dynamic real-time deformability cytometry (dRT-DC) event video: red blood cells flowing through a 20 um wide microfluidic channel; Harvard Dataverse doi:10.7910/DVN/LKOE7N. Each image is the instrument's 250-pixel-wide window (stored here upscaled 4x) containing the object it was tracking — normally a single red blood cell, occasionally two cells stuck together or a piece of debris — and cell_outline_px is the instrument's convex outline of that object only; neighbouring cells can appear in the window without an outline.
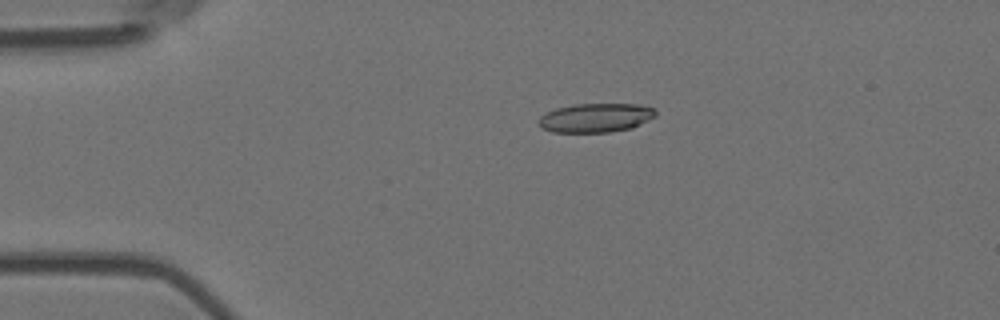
{"species": "Egyptian fruit bat (a non-hibernating species)", "species_latin": "Rousettus aegyptiacus", "temperature_condition": "room temperature", "stored_images_in_passage": 47, "camera_frame_rate_fps": 3000, "um_per_image_px": 0.085, "animal": {"sex": "female"}, "frame": {"image": 1, "passage_image": 4, "time_ms": 1.0, "image_size_px": [1000, 320], "cell_outline_px": [[656, 116], [632, 128], [608, 132], [552, 132], [540, 128], [536, 124], [536, 120], [540, 116], [556, 108], [576, 104], [640, 104], [656, 108]], "centroid_in_image_um": [50.61, 10.01], "position_along_channel_um": 34.4, "area_um2": 20.0}}
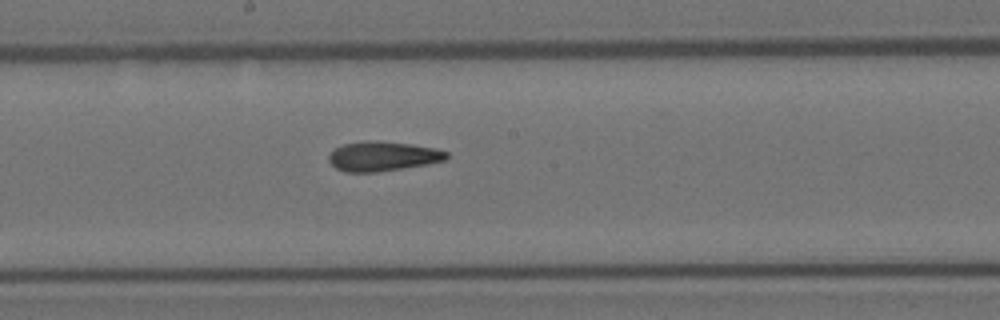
{"frame": {"image": 2, "passage_image": 22, "time_ms": 7.0, "image_size_px": [1000, 320], "cell_outline_px": [[448, 156], [444, 160], [428, 164], [376, 172], [344, 172], [336, 168], [328, 160], [328, 156], [336, 148], [344, 144], [364, 140], [376, 140], [412, 144], [436, 148], [448, 152]], "centroid_in_image_um": [32.53, 13.27], "position_along_channel_um": 215.7, "area_um2": 20.35}}
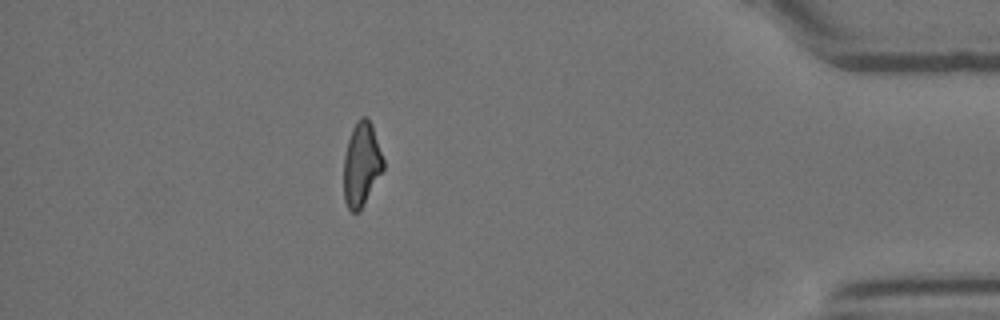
{"frame": {"image": 3, "passage_image": 41, "time_ms": 13.333, "image_size_px": [1000, 320], "cell_outline_px": [[384, 168], [360, 212], [352, 212], [348, 208], [344, 200], [344, 156], [348, 140], [352, 128], [356, 120], [360, 116], [368, 116], [372, 124], [384, 160]], "centroid_in_image_um": [30.73, 13.95], "position_along_channel_um": 404.5, "area_um2": 19.54}, "authors_computed_cell_mechanics": {"area_um2": 20.1722, "velocity_mm_per_s": 3.72, "shape_relaxation_time_tau1_ms": 6.5394, "shape_relaxation_time_tau2_ms": 3.3708, "deformation_change_tau1": 0.1991, "deformation_change_tau2": 0.1315}}